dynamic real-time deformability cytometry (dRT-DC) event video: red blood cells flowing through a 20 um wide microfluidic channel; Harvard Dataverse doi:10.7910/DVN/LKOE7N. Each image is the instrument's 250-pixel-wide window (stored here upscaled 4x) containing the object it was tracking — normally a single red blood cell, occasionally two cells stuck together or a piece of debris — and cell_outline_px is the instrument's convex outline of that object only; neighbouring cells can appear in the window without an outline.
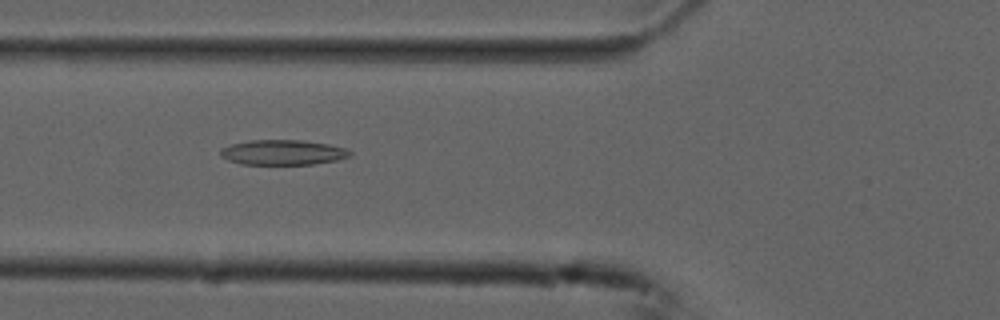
{"species": "common noctule bat (a hibernating species)", "species_latin": "Nyctalus noctula", "temperature_condition": "cold", "stored_images_in_passage": 39, "camera_frame_rate_fps": 3000, "um_per_image_px": 0.085, "animal": {"sex": "male", "forearm_length_mm": 52.5}, "frame": {"image": 1, "passage_image": 20, "time_ms": 6.333, "image_size_px": [1000, 320], "cell_outline_px": [[352, 156], [336, 160], [312, 164], [240, 164], [228, 160], [220, 156], [220, 148], [232, 144], [248, 140], [304, 140], [328, 144], [344, 148], [352, 152]], "centroid_in_image_um": [24.02, 12.95], "position_along_channel_um": 101.8, "area_um2": 18.96}}
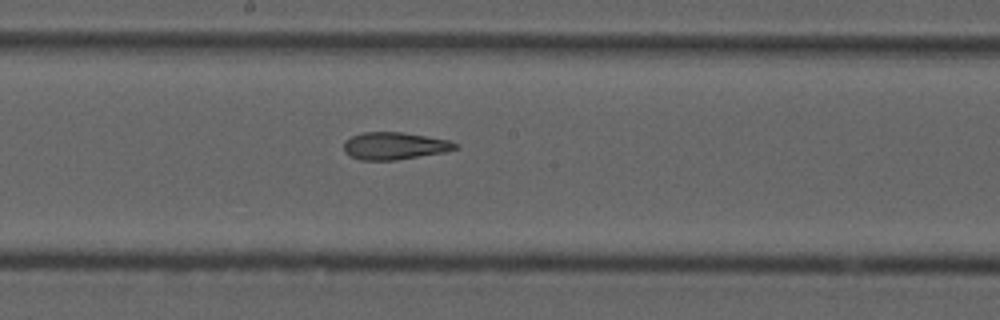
{"frame": {"image": 2, "passage_image": 29, "time_ms": 9.333, "image_size_px": [1000, 320], "cell_outline_px": [[460, 148], [444, 152], [396, 160], [360, 160], [348, 156], [344, 152], [344, 140], [352, 136], [364, 132], [404, 132], [448, 140], [460, 144]], "centroid_in_image_um": [33.53, 12.4], "position_along_channel_um": 214.7, "area_um2": 17.92}}
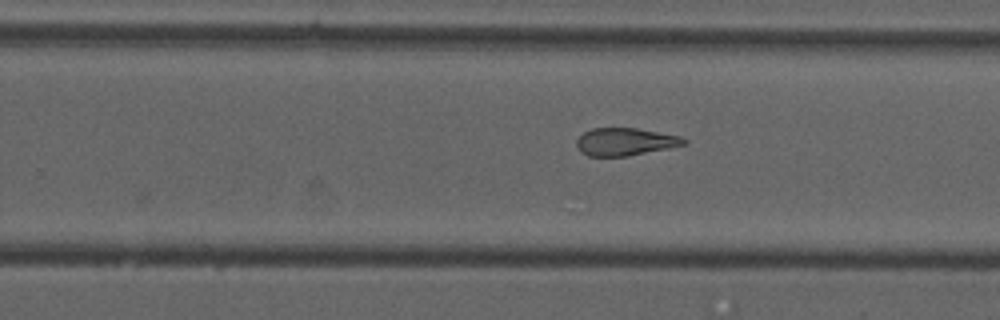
{"frame": {"image": 3, "passage_image": 34, "time_ms": 11.0, "image_size_px": [1000, 320], "cell_outline_px": [[688, 144], [628, 156], [588, 156], [580, 152], [576, 144], [576, 140], [584, 132], [592, 128], [636, 128], [680, 136], [688, 140]], "centroid_in_image_um": [53.14, 12.05], "position_along_channel_um": 276.7, "area_um2": 17.28}}